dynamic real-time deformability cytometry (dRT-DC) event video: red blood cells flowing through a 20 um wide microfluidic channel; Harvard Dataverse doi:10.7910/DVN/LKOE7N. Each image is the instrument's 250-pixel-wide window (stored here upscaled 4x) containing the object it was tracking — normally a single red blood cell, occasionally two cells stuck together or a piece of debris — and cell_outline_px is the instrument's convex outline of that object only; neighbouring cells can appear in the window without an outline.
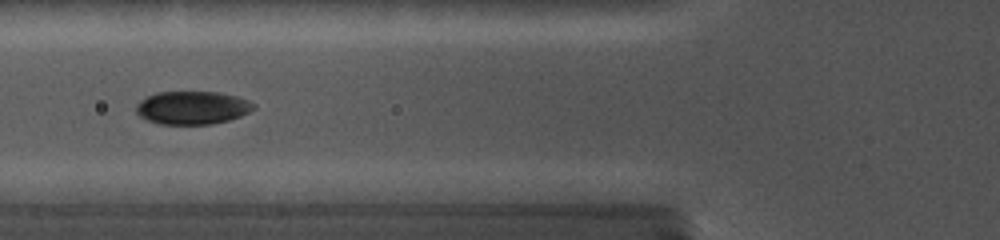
{"species": "common noctule bat (a hibernating species)", "species_latin": "Nyctalus noctula", "temperature_condition": "cold", "stored_images_in_passage": 3, "camera_frame_rate_fps": 5000, "um_per_image_px": 0.085, "animal": {"sex": "female", "body_mass_g": 19.0, "forearm_length_mm": 56.7}, "frame": {"image": 1, "passage_image": 2, "time_ms": 1.2, "image_size_px": [1000, 240], "cell_outline_px": [[256, 108], [240, 116], [228, 120], [212, 124], [156, 124], [144, 120], [136, 112], [136, 104], [140, 100], [148, 96], [160, 92], [216, 92], [236, 96], [248, 100], [256, 104]], "centroid_in_image_um": [16.33, 9.16], "position_along_channel_um": 109.5, "area_um2": 22.77}}